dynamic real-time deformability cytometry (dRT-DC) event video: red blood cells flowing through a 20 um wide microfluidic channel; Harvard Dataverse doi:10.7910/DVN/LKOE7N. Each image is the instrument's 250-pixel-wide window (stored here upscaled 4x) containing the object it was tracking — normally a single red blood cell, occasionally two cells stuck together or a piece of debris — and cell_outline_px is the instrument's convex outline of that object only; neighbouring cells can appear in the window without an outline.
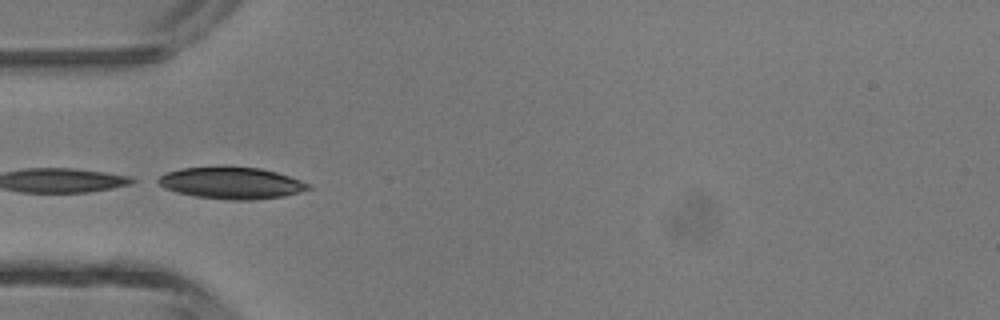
{"species": "common noctule bat (a hibernating species)", "species_latin": "Nyctalus noctula", "temperature_condition": "room temperature", "stored_images_in_passage": 4, "camera_frame_rate_fps": 3000, "um_per_image_px": 0.085, "animal": {"sex": "male", "body_mass_g": 13.3}, "frame": {"image": 1, "passage_image": 4, "time_ms": 1.0, "image_size_px": [1000, 320], "cell_outline_px": [[312, 188], [300, 192], [284, 196], [252, 200], [228, 200], [196, 196], [176, 192], [164, 188], [152, 180], [164, 172], [180, 168], [220, 164], [260, 168], [276, 172], [300, 180], [308, 184]], "centroid_in_image_um": [19.57, 15.52], "position_along_channel_um": 65.4, "area_um2": 28.67}}